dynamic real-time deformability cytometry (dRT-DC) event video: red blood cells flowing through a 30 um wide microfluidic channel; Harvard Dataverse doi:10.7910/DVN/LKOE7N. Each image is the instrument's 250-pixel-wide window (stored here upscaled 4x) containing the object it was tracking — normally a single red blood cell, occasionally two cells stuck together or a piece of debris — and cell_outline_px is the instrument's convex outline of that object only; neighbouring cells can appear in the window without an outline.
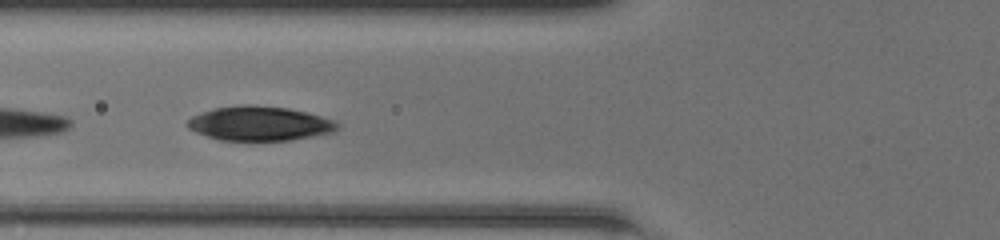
{"species": "common noctule bat (a hibernating species)", "species_latin": "Nyctalus noctula", "temperature_condition": "room temperature", "stored_images_in_passage": 16, "camera_frame_rate_fps": 3000, "um_per_image_px": 0.085, "animal": {"sex": "female", "body_mass_g": 20.0, "forearm_length_mm": 54.0}, "frame": {"image": 1, "passage_image": 12, "time_ms": 3.667, "image_size_px": [1000, 240], "cell_outline_px": [[340, 128], [336, 132], [292, 140], [220, 140], [196, 132], [188, 128], [188, 120], [192, 116], [212, 108], [240, 104], [248, 104], [288, 108], [308, 112], [336, 120], [340, 124]], "centroid_in_image_um": [22.13, 10.49], "position_along_channel_um": 103.7, "area_um2": 30.35}}